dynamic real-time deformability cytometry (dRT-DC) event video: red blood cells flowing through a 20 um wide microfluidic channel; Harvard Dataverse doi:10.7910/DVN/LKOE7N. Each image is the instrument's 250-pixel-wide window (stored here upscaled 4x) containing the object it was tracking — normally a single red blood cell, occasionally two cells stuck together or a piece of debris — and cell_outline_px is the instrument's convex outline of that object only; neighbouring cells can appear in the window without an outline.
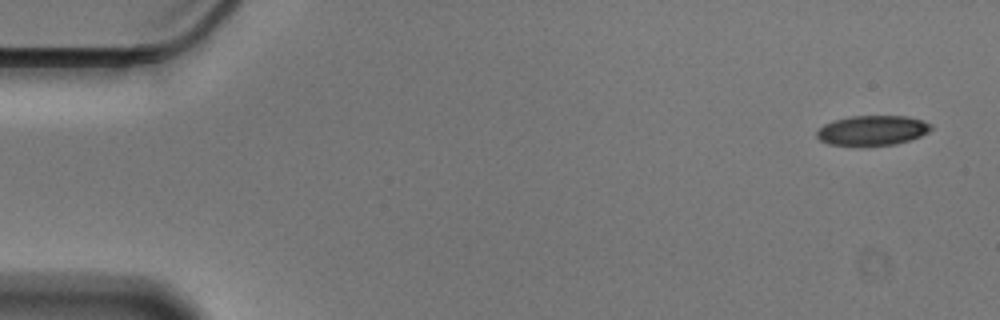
{"species": "Egyptian fruit bat (a non-hibernating species)", "species_latin": "Rousettus aegyptiacus", "temperature_condition": "cold", "stored_images_in_passage": 55, "camera_frame_rate_fps": 3000, "um_per_image_px": 0.085, "animal": {"sex": "male"}, "frame": {"image": 1, "passage_image": 1, "time_ms": 0.0, "image_size_px": [1000, 320], "cell_outline_px": [[932, 128], [928, 132], [920, 136], [896, 144], [828, 144], [820, 140], [816, 136], [816, 132], [824, 124], [832, 120], [852, 116], [908, 116], [932, 124]], "centroid_in_image_um": [74.15, 11.06], "position_along_channel_um": 10.9, "area_um2": 19.48}}
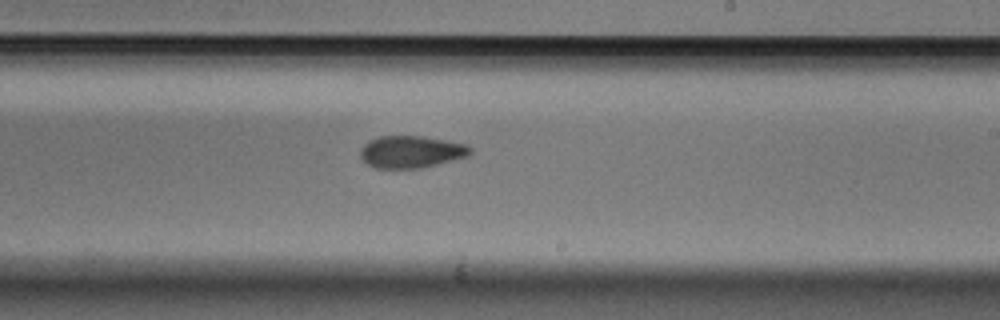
{"frame": {"image": 2, "passage_image": 32, "time_ms": 10.333, "image_size_px": [1000, 320], "cell_outline_px": [[472, 152], [468, 156], [420, 168], [376, 168], [368, 164], [360, 156], [360, 148], [368, 140], [380, 136], [420, 136], [468, 144], [472, 148]], "centroid_in_image_um": [34.94, 12.89], "position_along_channel_um": 254.1, "area_um2": 20.52}}
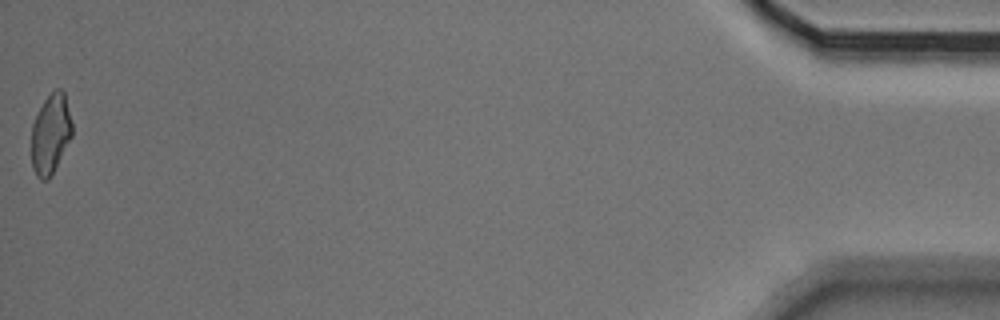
{"frame": {"image": 3, "passage_image": 55, "time_ms": 18.0, "image_size_px": [1000, 320], "cell_outline_px": [[72, 136], [48, 180], [40, 180], [36, 176], [32, 168], [32, 124], [44, 100], [56, 88], [60, 88], [64, 92], [72, 124]], "centroid_in_image_um": [4.29, 11.39], "position_along_channel_um": 430.9, "area_um2": 18.67}, "authors_computed_cell_mechanics": {"area_um2": 20.7502, "velocity_mm_per_s": 3.547, "shape_relaxation_time_tau1_ms": 4.4299, "shape_relaxation_time_tau2_ms": 4.1478, "deformation_change_tau1": 0.1077, "deformation_change_tau2": 0.0908}}